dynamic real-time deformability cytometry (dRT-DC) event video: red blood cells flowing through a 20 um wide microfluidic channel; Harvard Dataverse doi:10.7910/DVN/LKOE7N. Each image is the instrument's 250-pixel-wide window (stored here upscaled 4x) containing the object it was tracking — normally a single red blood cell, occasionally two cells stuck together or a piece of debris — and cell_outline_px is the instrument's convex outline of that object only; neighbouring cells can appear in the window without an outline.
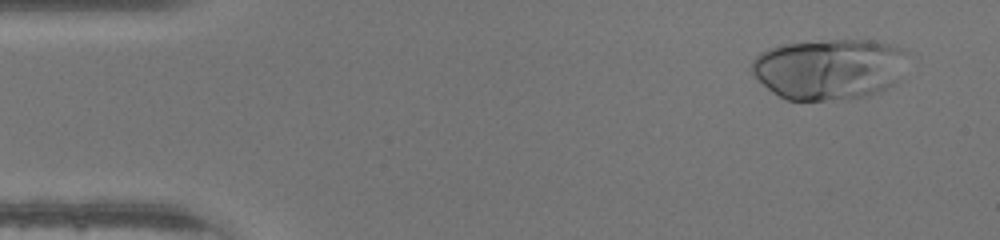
{"species": "human", "species_latin": "Homo sapiens", "temperature_condition": "warm", "stored_images_in_passage": 36, "camera_frame_rate_fps": 3000, "um_per_image_px": 0.085, "donor": {"sex": "male"}, "frame": {"image": 1, "passage_image": 3, "time_ms": 0.667, "image_size_px": [1000, 240], "cell_outline_px": [[904, 52], [896, 80], [888, 88], [868, 96], [848, 100], [788, 100], [772, 92], [748, 72], [752, 60], [760, 52], [768, 48], [780, 44], [832, 40], [872, 40], [904, 48]], "centroid_in_image_um": [70.36, 5.87], "position_along_channel_um": 14.6, "area_um2": 55.26}}
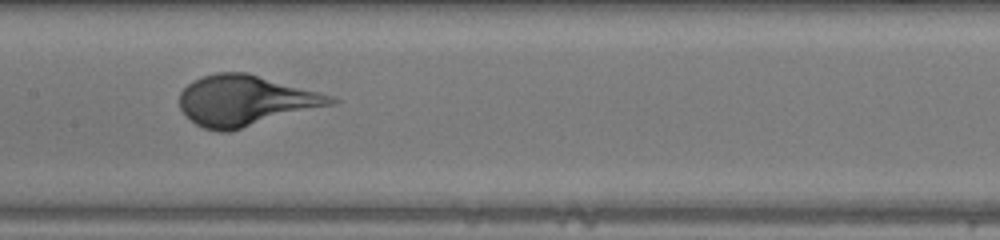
{"frame": {"image": 2, "passage_image": 22, "time_ms": 7.0, "image_size_px": [1000, 240], "cell_outline_px": [[340, 100], [336, 104], [232, 132], [220, 132], [204, 128], [196, 124], [180, 108], [180, 92], [192, 80], [216, 72], [248, 72], [336, 96]], "centroid_in_image_um": [20.94, 8.56], "position_along_channel_um": 186.5, "area_um2": 45.26}}
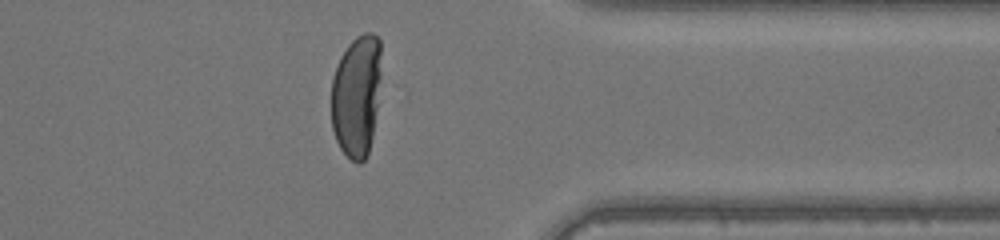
{"frame": {"image": 3, "passage_image": 36, "time_ms": 11.667, "image_size_px": [1000, 240], "cell_outline_px": [[380, 84], [372, 136], [368, 156], [360, 164], [356, 164], [340, 148], [336, 140], [332, 128], [332, 76], [340, 56], [348, 44], [356, 36], [364, 32], [372, 32], [380, 40]], "centroid_in_image_um": [30.3, 8.12], "position_along_channel_um": 381.1, "area_um2": 35.72}}